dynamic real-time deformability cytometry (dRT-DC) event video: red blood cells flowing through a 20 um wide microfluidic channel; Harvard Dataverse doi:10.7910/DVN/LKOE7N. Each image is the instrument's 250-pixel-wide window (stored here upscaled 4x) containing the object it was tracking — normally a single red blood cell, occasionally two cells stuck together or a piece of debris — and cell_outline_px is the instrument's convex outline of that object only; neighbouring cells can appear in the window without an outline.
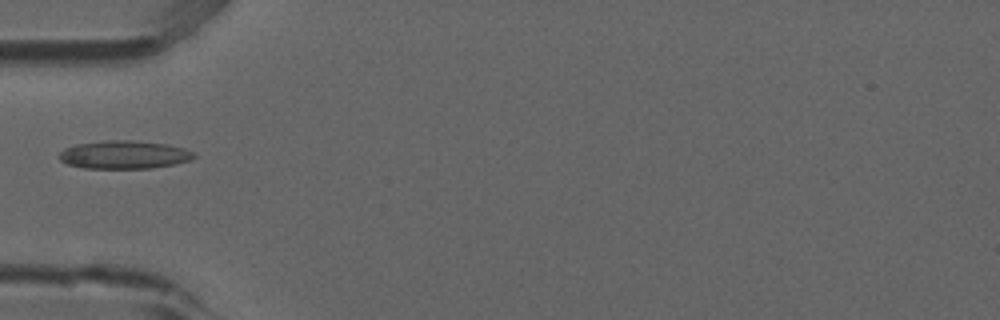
{"species": "common noctule bat (a hibernating species)", "species_latin": "Nyctalus noctula", "temperature_condition": "room temperature", "stored_images_in_passage": 5, "camera_frame_rate_fps": 3000, "um_per_image_px": 0.085, "animal": {"sex": "male", "forearm_length_mm": 52.5}, "frame": {"image": 1, "passage_image": 5, "time_ms": 1.333, "image_size_px": [1000, 320], "cell_outline_px": [[196, 156], [192, 160], [152, 168], [84, 168], [68, 164], [60, 160], [56, 156], [64, 148], [76, 144], [104, 140], [132, 140], [168, 144], [184, 148], [196, 152]], "centroid_in_image_um": [10.55, 13.14], "position_along_channel_um": 74.4, "area_um2": 22.31}}